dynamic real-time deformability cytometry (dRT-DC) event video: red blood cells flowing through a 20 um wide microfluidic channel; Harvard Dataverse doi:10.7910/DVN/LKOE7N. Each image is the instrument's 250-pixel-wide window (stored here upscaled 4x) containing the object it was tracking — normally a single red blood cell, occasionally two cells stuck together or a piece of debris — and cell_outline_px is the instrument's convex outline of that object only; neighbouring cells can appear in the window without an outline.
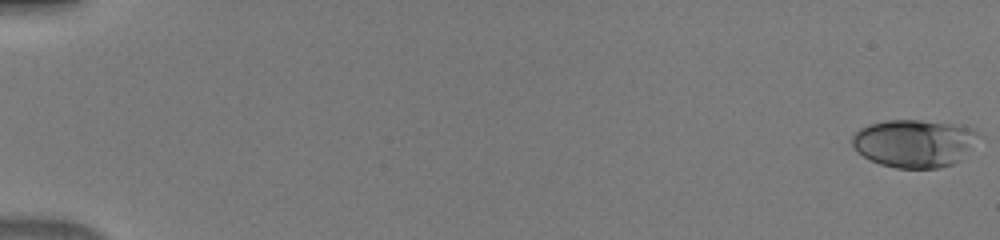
{"species": "human", "species_latin": "Homo sapiens", "temperature_condition": "warm", "stored_images_in_passage": 51, "camera_frame_rate_fps": 3000, "um_per_image_px": 0.085, "donor": {"sex": "male"}, "frame": {"image": 1, "passage_image": 1, "time_ms": 0.0, "image_size_px": [1000, 240], "cell_outline_px": [[976, 132], [968, 148], [960, 160], [952, 164], [940, 168], [896, 168], [880, 164], [864, 156], [852, 144], [852, 136], [860, 128], [868, 124], [888, 120], [920, 120], [952, 124], [972, 128]], "centroid_in_image_um": [77.63, 12.18], "position_along_channel_um": 7.4, "area_um2": 34.39}}
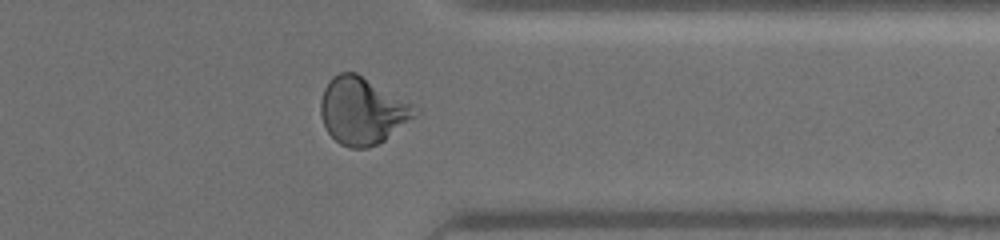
{"frame": {"image": 2, "passage_image": 42, "time_ms": 13.667, "image_size_px": [1000, 240], "cell_outline_px": [[420, 112], [416, 116], [384, 140], [368, 148], [348, 148], [340, 144], [328, 132], [324, 124], [320, 112], [320, 100], [324, 88], [328, 80], [332, 76], [340, 72], [356, 72], [420, 108]], "centroid_in_image_um": [30.8, 9.41], "position_along_channel_um": 380.6, "area_um2": 36.82}}
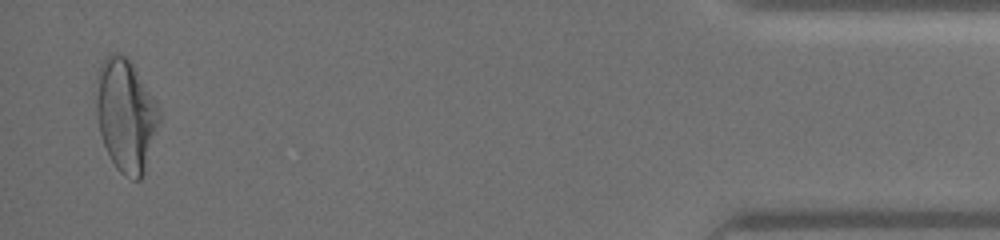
{"frame": {"image": 3, "passage_image": 50, "time_ms": 16.333, "image_size_px": [1000, 240], "cell_outline_px": [[160, 116], [144, 172], [140, 180], [132, 180], [124, 176], [116, 168], [104, 144], [100, 132], [96, 116], [96, 72], [104, 56], [112, 52], [128, 56], [160, 108]], "centroid_in_image_um": [10.66, 9.74], "position_along_channel_um": 424.5, "area_um2": 41.44}}